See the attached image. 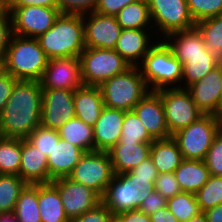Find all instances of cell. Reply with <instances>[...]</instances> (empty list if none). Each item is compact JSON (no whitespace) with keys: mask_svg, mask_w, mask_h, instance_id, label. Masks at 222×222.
Wrapping results in <instances>:
<instances>
[{"mask_svg":"<svg viewBox=\"0 0 222 222\" xmlns=\"http://www.w3.org/2000/svg\"><path fill=\"white\" fill-rule=\"evenodd\" d=\"M40 81L18 80L0 116V137L27 139L41 121Z\"/></svg>","mask_w":222,"mask_h":222,"instance_id":"cell-1","label":"cell"},{"mask_svg":"<svg viewBox=\"0 0 222 222\" xmlns=\"http://www.w3.org/2000/svg\"><path fill=\"white\" fill-rule=\"evenodd\" d=\"M81 14L60 13L53 26L37 40L48 59L80 57L85 47Z\"/></svg>","mask_w":222,"mask_h":222,"instance_id":"cell-2","label":"cell"},{"mask_svg":"<svg viewBox=\"0 0 222 222\" xmlns=\"http://www.w3.org/2000/svg\"><path fill=\"white\" fill-rule=\"evenodd\" d=\"M48 60L37 38L13 34L5 53V72L17 80L40 81Z\"/></svg>","mask_w":222,"mask_h":222,"instance_id":"cell-3","label":"cell"},{"mask_svg":"<svg viewBox=\"0 0 222 222\" xmlns=\"http://www.w3.org/2000/svg\"><path fill=\"white\" fill-rule=\"evenodd\" d=\"M153 41L155 44L138 65L148 89L181 88L182 64L163 40Z\"/></svg>","mask_w":222,"mask_h":222,"instance_id":"cell-4","label":"cell"},{"mask_svg":"<svg viewBox=\"0 0 222 222\" xmlns=\"http://www.w3.org/2000/svg\"><path fill=\"white\" fill-rule=\"evenodd\" d=\"M105 107L133 110L134 106L150 91L137 66L104 81L100 86Z\"/></svg>","mask_w":222,"mask_h":222,"instance_id":"cell-5","label":"cell"},{"mask_svg":"<svg viewBox=\"0 0 222 222\" xmlns=\"http://www.w3.org/2000/svg\"><path fill=\"white\" fill-rule=\"evenodd\" d=\"M222 129V118L204 114L172 137L177 141L185 160H204L214 138Z\"/></svg>","mask_w":222,"mask_h":222,"instance_id":"cell-6","label":"cell"},{"mask_svg":"<svg viewBox=\"0 0 222 222\" xmlns=\"http://www.w3.org/2000/svg\"><path fill=\"white\" fill-rule=\"evenodd\" d=\"M80 63L81 78L86 86H100L131 67L115 49L103 48H85L80 54Z\"/></svg>","mask_w":222,"mask_h":222,"instance_id":"cell-7","label":"cell"},{"mask_svg":"<svg viewBox=\"0 0 222 222\" xmlns=\"http://www.w3.org/2000/svg\"><path fill=\"white\" fill-rule=\"evenodd\" d=\"M114 175L108 152L90 151L84 153L67 178L91 188L102 197Z\"/></svg>","mask_w":222,"mask_h":222,"instance_id":"cell-8","label":"cell"},{"mask_svg":"<svg viewBox=\"0 0 222 222\" xmlns=\"http://www.w3.org/2000/svg\"><path fill=\"white\" fill-rule=\"evenodd\" d=\"M156 92L161 96L166 125L171 136L204 115L186 88H164Z\"/></svg>","mask_w":222,"mask_h":222,"instance_id":"cell-9","label":"cell"},{"mask_svg":"<svg viewBox=\"0 0 222 222\" xmlns=\"http://www.w3.org/2000/svg\"><path fill=\"white\" fill-rule=\"evenodd\" d=\"M150 10L152 27L159 30L160 37L188 30L195 27V22L189 12L187 0H147Z\"/></svg>","mask_w":222,"mask_h":222,"instance_id":"cell-10","label":"cell"},{"mask_svg":"<svg viewBox=\"0 0 222 222\" xmlns=\"http://www.w3.org/2000/svg\"><path fill=\"white\" fill-rule=\"evenodd\" d=\"M13 34L28 38H38L50 29L60 15L59 8L26 6L9 8Z\"/></svg>","mask_w":222,"mask_h":222,"instance_id":"cell-11","label":"cell"},{"mask_svg":"<svg viewBox=\"0 0 222 222\" xmlns=\"http://www.w3.org/2000/svg\"><path fill=\"white\" fill-rule=\"evenodd\" d=\"M145 194L146 191L139 190L125 173L115 174L107 185L101 202L116 216L124 211L138 209Z\"/></svg>","mask_w":222,"mask_h":222,"instance_id":"cell-12","label":"cell"},{"mask_svg":"<svg viewBox=\"0 0 222 222\" xmlns=\"http://www.w3.org/2000/svg\"><path fill=\"white\" fill-rule=\"evenodd\" d=\"M74 91L66 89H43L40 125L58 130L67 121L76 117Z\"/></svg>","mask_w":222,"mask_h":222,"instance_id":"cell-13","label":"cell"},{"mask_svg":"<svg viewBox=\"0 0 222 222\" xmlns=\"http://www.w3.org/2000/svg\"><path fill=\"white\" fill-rule=\"evenodd\" d=\"M51 183L58 189L69 220L93 209L101 202V197L94 190L67 177L52 180Z\"/></svg>","mask_w":222,"mask_h":222,"instance_id":"cell-14","label":"cell"},{"mask_svg":"<svg viewBox=\"0 0 222 222\" xmlns=\"http://www.w3.org/2000/svg\"><path fill=\"white\" fill-rule=\"evenodd\" d=\"M82 17L86 48L115 49L123 30L118 24L116 16L102 15L91 11L82 14Z\"/></svg>","mask_w":222,"mask_h":222,"instance_id":"cell-15","label":"cell"},{"mask_svg":"<svg viewBox=\"0 0 222 222\" xmlns=\"http://www.w3.org/2000/svg\"><path fill=\"white\" fill-rule=\"evenodd\" d=\"M40 84L42 89L75 91L82 87L80 57L49 59Z\"/></svg>","mask_w":222,"mask_h":222,"instance_id":"cell-16","label":"cell"},{"mask_svg":"<svg viewBox=\"0 0 222 222\" xmlns=\"http://www.w3.org/2000/svg\"><path fill=\"white\" fill-rule=\"evenodd\" d=\"M196 106L204 114L220 117V94L222 89V64L210 71L202 79L186 88Z\"/></svg>","mask_w":222,"mask_h":222,"instance_id":"cell-17","label":"cell"},{"mask_svg":"<svg viewBox=\"0 0 222 222\" xmlns=\"http://www.w3.org/2000/svg\"><path fill=\"white\" fill-rule=\"evenodd\" d=\"M142 124L154 139L171 137L165 120V110L161 96L149 91L133 108Z\"/></svg>","mask_w":222,"mask_h":222,"instance_id":"cell-18","label":"cell"},{"mask_svg":"<svg viewBox=\"0 0 222 222\" xmlns=\"http://www.w3.org/2000/svg\"><path fill=\"white\" fill-rule=\"evenodd\" d=\"M124 116V110L104 106L93 126L94 151L107 152L118 143Z\"/></svg>","mask_w":222,"mask_h":222,"instance_id":"cell-19","label":"cell"},{"mask_svg":"<svg viewBox=\"0 0 222 222\" xmlns=\"http://www.w3.org/2000/svg\"><path fill=\"white\" fill-rule=\"evenodd\" d=\"M19 176L31 185L49 183L47 156L27 139H21Z\"/></svg>","mask_w":222,"mask_h":222,"instance_id":"cell-20","label":"cell"},{"mask_svg":"<svg viewBox=\"0 0 222 222\" xmlns=\"http://www.w3.org/2000/svg\"><path fill=\"white\" fill-rule=\"evenodd\" d=\"M147 30V31H146ZM151 29H123L117 40L115 50L130 64L137 66L155 44L152 42ZM150 33V34H149ZM141 60V61H140Z\"/></svg>","mask_w":222,"mask_h":222,"instance_id":"cell-21","label":"cell"},{"mask_svg":"<svg viewBox=\"0 0 222 222\" xmlns=\"http://www.w3.org/2000/svg\"><path fill=\"white\" fill-rule=\"evenodd\" d=\"M84 153L81 148L60 138L47 156L49 183L58 178L68 177Z\"/></svg>","mask_w":222,"mask_h":222,"instance_id":"cell-22","label":"cell"},{"mask_svg":"<svg viewBox=\"0 0 222 222\" xmlns=\"http://www.w3.org/2000/svg\"><path fill=\"white\" fill-rule=\"evenodd\" d=\"M152 142L117 143L108 152L113 171L121 174L131 171L150 156Z\"/></svg>","mask_w":222,"mask_h":222,"instance_id":"cell-23","label":"cell"},{"mask_svg":"<svg viewBox=\"0 0 222 222\" xmlns=\"http://www.w3.org/2000/svg\"><path fill=\"white\" fill-rule=\"evenodd\" d=\"M73 101L76 117L93 127L105 106L100 87L83 85L74 91Z\"/></svg>","mask_w":222,"mask_h":222,"instance_id":"cell-24","label":"cell"},{"mask_svg":"<svg viewBox=\"0 0 222 222\" xmlns=\"http://www.w3.org/2000/svg\"><path fill=\"white\" fill-rule=\"evenodd\" d=\"M173 56L212 55L207 49L202 34L193 27L163 37Z\"/></svg>","mask_w":222,"mask_h":222,"instance_id":"cell-25","label":"cell"},{"mask_svg":"<svg viewBox=\"0 0 222 222\" xmlns=\"http://www.w3.org/2000/svg\"><path fill=\"white\" fill-rule=\"evenodd\" d=\"M150 157L158 174L174 172L184 160L179 145L172 136L155 139L151 144Z\"/></svg>","mask_w":222,"mask_h":222,"instance_id":"cell-26","label":"cell"},{"mask_svg":"<svg viewBox=\"0 0 222 222\" xmlns=\"http://www.w3.org/2000/svg\"><path fill=\"white\" fill-rule=\"evenodd\" d=\"M174 175L181 191L195 194L208 181L210 173L204 160L184 159Z\"/></svg>","mask_w":222,"mask_h":222,"instance_id":"cell-27","label":"cell"},{"mask_svg":"<svg viewBox=\"0 0 222 222\" xmlns=\"http://www.w3.org/2000/svg\"><path fill=\"white\" fill-rule=\"evenodd\" d=\"M38 207L41 222H69L58 189L50 183L38 184Z\"/></svg>","mask_w":222,"mask_h":222,"instance_id":"cell-28","label":"cell"},{"mask_svg":"<svg viewBox=\"0 0 222 222\" xmlns=\"http://www.w3.org/2000/svg\"><path fill=\"white\" fill-rule=\"evenodd\" d=\"M174 57L182 64L181 88H187L221 64L213 55Z\"/></svg>","mask_w":222,"mask_h":222,"instance_id":"cell-29","label":"cell"},{"mask_svg":"<svg viewBox=\"0 0 222 222\" xmlns=\"http://www.w3.org/2000/svg\"><path fill=\"white\" fill-rule=\"evenodd\" d=\"M116 18L122 29H153L147 0H138L126 5Z\"/></svg>","mask_w":222,"mask_h":222,"instance_id":"cell-30","label":"cell"},{"mask_svg":"<svg viewBox=\"0 0 222 222\" xmlns=\"http://www.w3.org/2000/svg\"><path fill=\"white\" fill-rule=\"evenodd\" d=\"M60 138L81 148L85 152L94 151L93 127L75 117L58 129Z\"/></svg>","mask_w":222,"mask_h":222,"instance_id":"cell-31","label":"cell"},{"mask_svg":"<svg viewBox=\"0 0 222 222\" xmlns=\"http://www.w3.org/2000/svg\"><path fill=\"white\" fill-rule=\"evenodd\" d=\"M195 26L203 36L206 49L222 64V14L198 21Z\"/></svg>","mask_w":222,"mask_h":222,"instance_id":"cell-32","label":"cell"},{"mask_svg":"<svg viewBox=\"0 0 222 222\" xmlns=\"http://www.w3.org/2000/svg\"><path fill=\"white\" fill-rule=\"evenodd\" d=\"M14 213L20 222H41L38 207V184H28L20 193Z\"/></svg>","mask_w":222,"mask_h":222,"instance_id":"cell-33","label":"cell"},{"mask_svg":"<svg viewBox=\"0 0 222 222\" xmlns=\"http://www.w3.org/2000/svg\"><path fill=\"white\" fill-rule=\"evenodd\" d=\"M27 185L19 175L0 174V213L14 211L18 197Z\"/></svg>","mask_w":222,"mask_h":222,"instance_id":"cell-34","label":"cell"},{"mask_svg":"<svg viewBox=\"0 0 222 222\" xmlns=\"http://www.w3.org/2000/svg\"><path fill=\"white\" fill-rule=\"evenodd\" d=\"M21 139L0 137V174L19 175Z\"/></svg>","mask_w":222,"mask_h":222,"instance_id":"cell-35","label":"cell"},{"mask_svg":"<svg viewBox=\"0 0 222 222\" xmlns=\"http://www.w3.org/2000/svg\"><path fill=\"white\" fill-rule=\"evenodd\" d=\"M167 207L179 222H187L201 213L194 193L181 191L167 199Z\"/></svg>","mask_w":222,"mask_h":222,"instance_id":"cell-36","label":"cell"},{"mask_svg":"<svg viewBox=\"0 0 222 222\" xmlns=\"http://www.w3.org/2000/svg\"><path fill=\"white\" fill-rule=\"evenodd\" d=\"M154 140L136 113L133 110L125 111L121 137L118 143H145Z\"/></svg>","mask_w":222,"mask_h":222,"instance_id":"cell-37","label":"cell"},{"mask_svg":"<svg viewBox=\"0 0 222 222\" xmlns=\"http://www.w3.org/2000/svg\"><path fill=\"white\" fill-rule=\"evenodd\" d=\"M201 212L222 203V176L211 175L203 187L195 193Z\"/></svg>","mask_w":222,"mask_h":222,"instance_id":"cell-38","label":"cell"},{"mask_svg":"<svg viewBox=\"0 0 222 222\" xmlns=\"http://www.w3.org/2000/svg\"><path fill=\"white\" fill-rule=\"evenodd\" d=\"M125 174L134 182L139 190H154V183L158 172L150 156L131 171L125 172Z\"/></svg>","mask_w":222,"mask_h":222,"instance_id":"cell-39","label":"cell"},{"mask_svg":"<svg viewBox=\"0 0 222 222\" xmlns=\"http://www.w3.org/2000/svg\"><path fill=\"white\" fill-rule=\"evenodd\" d=\"M187 5L195 23L222 14V0H187Z\"/></svg>","mask_w":222,"mask_h":222,"instance_id":"cell-40","label":"cell"},{"mask_svg":"<svg viewBox=\"0 0 222 222\" xmlns=\"http://www.w3.org/2000/svg\"><path fill=\"white\" fill-rule=\"evenodd\" d=\"M60 139L58 130L45 128L42 125H39L34 131H32L27 140L43 152L46 156L54 148L55 143Z\"/></svg>","mask_w":222,"mask_h":222,"instance_id":"cell-41","label":"cell"},{"mask_svg":"<svg viewBox=\"0 0 222 222\" xmlns=\"http://www.w3.org/2000/svg\"><path fill=\"white\" fill-rule=\"evenodd\" d=\"M204 161L211 175L222 176V129L214 138Z\"/></svg>","mask_w":222,"mask_h":222,"instance_id":"cell-42","label":"cell"},{"mask_svg":"<svg viewBox=\"0 0 222 222\" xmlns=\"http://www.w3.org/2000/svg\"><path fill=\"white\" fill-rule=\"evenodd\" d=\"M154 190L166 199L172 198L181 192L174 172L158 174L155 179Z\"/></svg>","mask_w":222,"mask_h":222,"instance_id":"cell-43","label":"cell"},{"mask_svg":"<svg viewBox=\"0 0 222 222\" xmlns=\"http://www.w3.org/2000/svg\"><path fill=\"white\" fill-rule=\"evenodd\" d=\"M98 0H58L61 13L86 14L94 11Z\"/></svg>","mask_w":222,"mask_h":222,"instance_id":"cell-44","label":"cell"},{"mask_svg":"<svg viewBox=\"0 0 222 222\" xmlns=\"http://www.w3.org/2000/svg\"><path fill=\"white\" fill-rule=\"evenodd\" d=\"M115 216L100 202L93 209L86 211L82 215L70 219L69 222H111Z\"/></svg>","mask_w":222,"mask_h":222,"instance_id":"cell-45","label":"cell"},{"mask_svg":"<svg viewBox=\"0 0 222 222\" xmlns=\"http://www.w3.org/2000/svg\"><path fill=\"white\" fill-rule=\"evenodd\" d=\"M143 198L144 200L138 210L147 215H151L167 206V199L156 190H146Z\"/></svg>","mask_w":222,"mask_h":222,"instance_id":"cell-46","label":"cell"},{"mask_svg":"<svg viewBox=\"0 0 222 222\" xmlns=\"http://www.w3.org/2000/svg\"><path fill=\"white\" fill-rule=\"evenodd\" d=\"M13 35L10 12H0V54L5 55Z\"/></svg>","mask_w":222,"mask_h":222,"instance_id":"cell-47","label":"cell"},{"mask_svg":"<svg viewBox=\"0 0 222 222\" xmlns=\"http://www.w3.org/2000/svg\"><path fill=\"white\" fill-rule=\"evenodd\" d=\"M136 1L138 0H98L94 11L102 15L116 16L126 5Z\"/></svg>","mask_w":222,"mask_h":222,"instance_id":"cell-48","label":"cell"},{"mask_svg":"<svg viewBox=\"0 0 222 222\" xmlns=\"http://www.w3.org/2000/svg\"><path fill=\"white\" fill-rule=\"evenodd\" d=\"M17 81L18 80L16 78L7 72H4L0 76V116Z\"/></svg>","mask_w":222,"mask_h":222,"instance_id":"cell-49","label":"cell"},{"mask_svg":"<svg viewBox=\"0 0 222 222\" xmlns=\"http://www.w3.org/2000/svg\"><path fill=\"white\" fill-rule=\"evenodd\" d=\"M43 6L48 8H58V0H9V8H19L26 6Z\"/></svg>","mask_w":222,"mask_h":222,"instance_id":"cell-50","label":"cell"},{"mask_svg":"<svg viewBox=\"0 0 222 222\" xmlns=\"http://www.w3.org/2000/svg\"><path fill=\"white\" fill-rule=\"evenodd\" d=\"M115 218L119 222H151L150 215L138 209L121 212L117 214Z\"/></svg>","mask_w":222,"mask_h":222,"instance_id":"cell-51","label":"cell"},{"mask_svg":"<svg viewBox=\"0 0 222 222\" xmlns=\"http://www.w3.org/2000/svg\"><path fill=\"white\" fill-rule=\"evenodd\" d=\"M151 222H179L178 219L169 211L168 207L152 213L150 215Z\"/></svg>","mask_w":222,"mask_h":222,"instance_id":"cell-52","label":"cell"},{"mask_svg":"<svg viewBox=\"0 0 222 222\" xmlns=\"http://www.w3.org/2000/svg\"><path fill=\"white\" fill-rule=\"evenodd\" d=\"M203 213L208 222H222V203Z\"/></svg>","mask_w":222,"mask_h":222,"instance_id":"cell-53","label":"cell"},{"mask_svg":"<svg viewBox=\"0 0 222 222\" xmlns=\"http://www.w3.org/2000/svg\"><path fill=\"white\" fill-rule=\"evenodd\" d=\"M0 222H20L14 211L0 213Z\"/></svg>","mask_w":222,"mask_h":222,"instance_id":"cell-54","label":"cell"},{"mask_svg":"<svg viewBox=\"0 0 222 222\" xmlns=\"http://www.w3.org/2000/svg\"><path fill=\"white\" fill-rule=\"evenodd\" d=\"M187 222H208L205 214L201 212L199 215L192 217Z\"/></svg>","mask_w":222,"mask_h":222,"instance_id":"cell-55","label":"cell"},{"mask_svg":"<svg viewBox=\"0 0 222 222\" xmlns=\"http://www.w3.org/2000/svg\"><path fill=\"white\" fill-rule=\"evenodd\" d=\"M0 12H10L9 0H0Z\"/></svg>","mask_w":222,"mask_h":222,"instance_id":"cell-56","label":"cell"},{"mask_svg":"<svg viewBox=\"0 0 222 222\" xmlns=\"http://www.w3.org/2000/svg\"><path fill=\"white\" fill-rule=\"evenodd\" d=\"M5 72V55L0 54V76Z\"/></svg>","mask_w":222,"mask_h":222,"instance_id":"cell-57","label":"cell"},{"mask_svg":"<svg viewBox=\"0 0 222 222\" xmlns=\"http://www.w3.org/2000/svg\"><path fill=\"white\" fill-rule=\"evenodd\" d=\"M220 117L222 118V89L220 94Z\"/></svg>","mask_w":222,"mask_h":222,"instance_id":"cell-58","label":"cell"},{"mask_svg":"<svg viewBox=\"0 0 222 222\" xmlns=\"http://www.w3.org/2000/svg\"><path fill=\"white\" fill-rule=\"evenodd\" d=\"M111 222H119L116 218H114Z\"/></svg>","mask_w":222,"mask_h":222,"instance_id":"cell-59","label":"cell"}]
</instances>
